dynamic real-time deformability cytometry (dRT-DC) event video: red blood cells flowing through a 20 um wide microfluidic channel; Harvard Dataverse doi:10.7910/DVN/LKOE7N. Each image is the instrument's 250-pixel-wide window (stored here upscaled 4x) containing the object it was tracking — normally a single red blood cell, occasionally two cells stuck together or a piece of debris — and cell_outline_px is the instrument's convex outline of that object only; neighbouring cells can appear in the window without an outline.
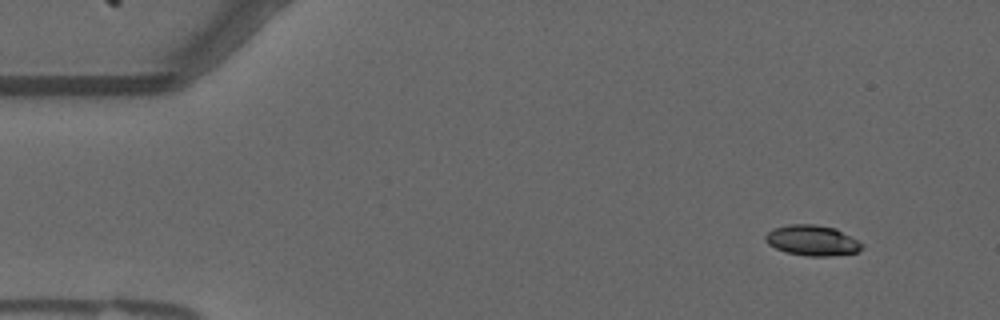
{"species": "common noctule bat (a hibernating species)", "species_latin": "Nyctalus noctula", "temperature_condition": "warm", "stored_images_in_passage": 52, "camera_frame_rate_fps": 3000, "um_per_image_px": 0.085, "animal": {"sex": "male", "forearm_length_mm": 52.5}, "frame": {"image": 1, "passage_image": 1, "time_ms": 0.0, "image_size_px": [1000, 320], "cell_outline_px": [[864, 248], [856, 252], [832, 256], [804, 256], [784, 252], [768, 244], [764, 240], [764, 236], [772, 228], [788, 224], [816, 224], [836, 228], [864, 244]], "centroid_in_image_um": [69.02, 20.43], "position_along_channel_um": 16.0, "area_um2": 17.4}}
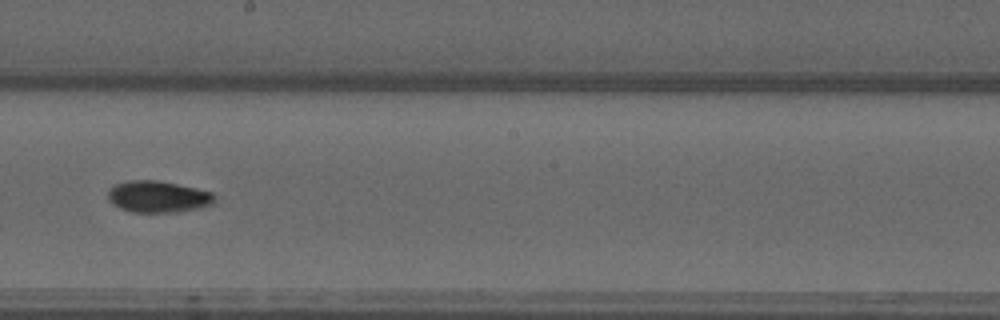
{"frame": {"image": 2, "passage_image": 27, "time_ms": 8.667, "image_size_px": [1000, 320], "cell_outline_px": [[216, 200], [212, 204], [196, 208], [176, 212], [132, 212], [120, 208], [112, 204], [108, 200], [108, 192], [116, 184], [128, 180], [156, 180], [196, 188], [212, 192], [216, 196]], "centroid_in_image_um": [13.43, 16.72], "position_along_channel_um": 234.8, "area_um2": 19.54}}
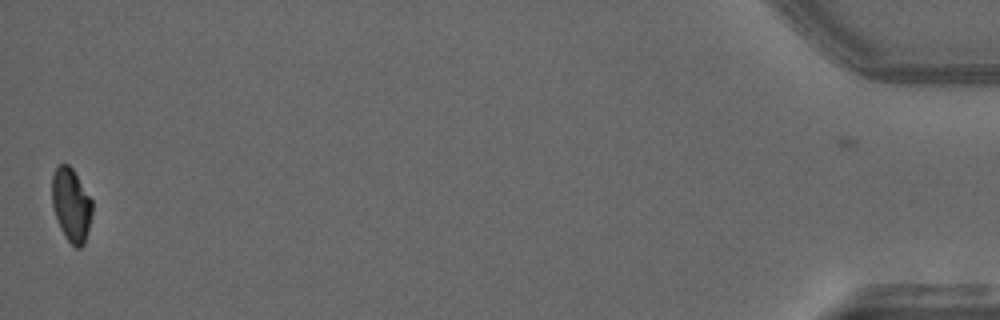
{"frame": {"image": 3, "passage_image": 51, "time_ms": 16.667, "image_size_px": [1000, 320], "cell_outline_px": [[92, 212], [84, 244], [80, 248], [76, 248], [64, 236], [60, 228], [52, 204], [52, 176], [56, 168], [60, 164], [68, 164], [72, 168], [92, 200]], "centroid_in_image_um": [6.05, 17.41], "position_along_channel_um": 429.2, "area_um2": 16.99}, "authors_computed_cell_mechanics": {"area_um2": 18.3804, "velocity_mm_per_s": 3.6886, "shape_relaxation_time_tau1_ms": 10.918, "shape_relaxation_time_tau2_ms": 5.2031, "deformation_change_tau1": 0.2668, "deformation_change_tau2": 0.0771}}